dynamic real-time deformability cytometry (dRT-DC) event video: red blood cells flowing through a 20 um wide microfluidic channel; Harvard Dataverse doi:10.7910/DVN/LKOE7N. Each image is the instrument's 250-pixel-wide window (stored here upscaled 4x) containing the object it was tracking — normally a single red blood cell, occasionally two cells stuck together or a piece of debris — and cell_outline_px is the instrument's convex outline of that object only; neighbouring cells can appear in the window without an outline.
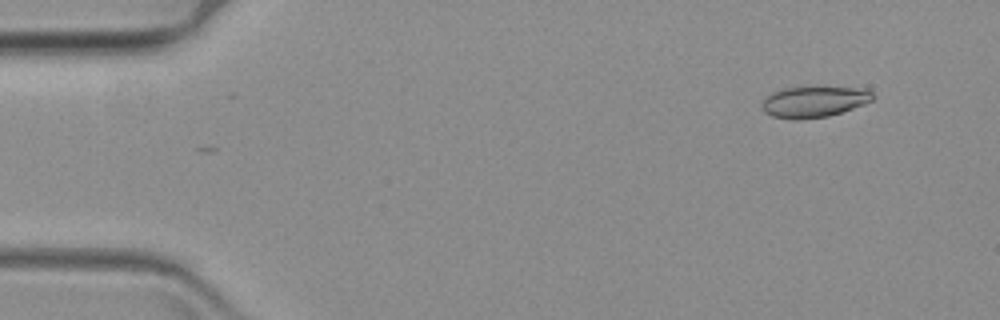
{"species": "common noctule bat (a hibernating species)", "species_latin": "Nyctalus noctula", "temperature_condition": "warm", "stored_images_in_passage": 63, "camera_frame_rate_fps": 3000, "um_per_image_px": 0.085, "animal": {"sex": "female", "body_mass_g": 19.3, "forearm_length_mm": 54.1}, "frame": {"image": 1, "passage_image": 6, "time_ms": 1.667, "image_size_px": [1000, 320], "cell_outline_px": [[876, 96], [872, 100], [864, 104], [828, 116], [796, 120], [772, 116], [764, 112], [764, 100], [772, 92], [784, 88], [868, 88]], "centroid_in_image_um": [69.23, 8.65], "position_along_channel_um": 15.8, "area_um2": 19.59}}
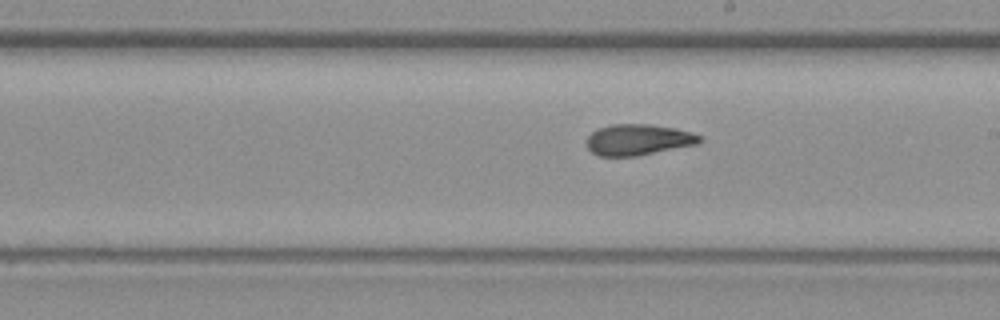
{"frame": {"image": 2, "passage_image": 36, "time_ms": 11.667, "image_size_px": [1000, 320], "cell_outline_px": [[704, 140], [696, 144], [636, 156], [596, 156], [588, 148], [588, 136], [596, 128], [612, 124], [652, 124], [692, 132], [700, 136]], "centroid_in_image_um": [54.23, 11.87], "position_along_channel_um": 234.8, "area_um2": 20.35}}
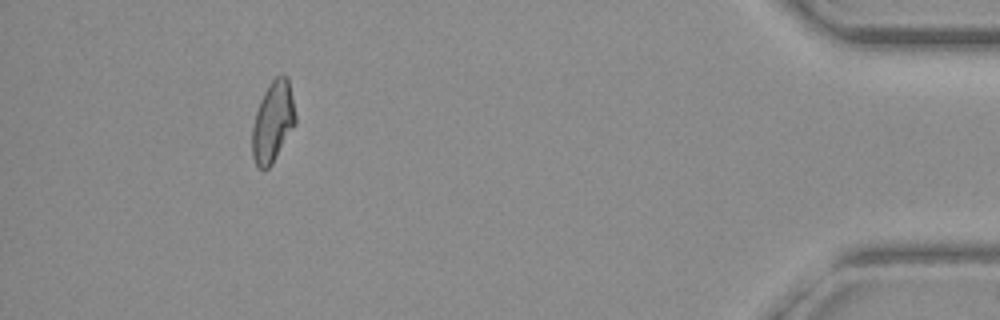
{"frame": {"image": 3, "passage_image": 58, "time_ms": 19.0, "image_size_px": [1000, 320], "cell_outline_px": [[296, 124], [272, 164], [268, 168], [260, 168], [256, 164], [252, 156], [252, 128], [256, 112], [260, 100], [268, 84], [280, 72], [284, 72], [288, 76], [296, 116]], "centroid_in_image_um": [23.21, 10.3], "position_along_channel_um": 412.0, "area_um2": 20.52}}